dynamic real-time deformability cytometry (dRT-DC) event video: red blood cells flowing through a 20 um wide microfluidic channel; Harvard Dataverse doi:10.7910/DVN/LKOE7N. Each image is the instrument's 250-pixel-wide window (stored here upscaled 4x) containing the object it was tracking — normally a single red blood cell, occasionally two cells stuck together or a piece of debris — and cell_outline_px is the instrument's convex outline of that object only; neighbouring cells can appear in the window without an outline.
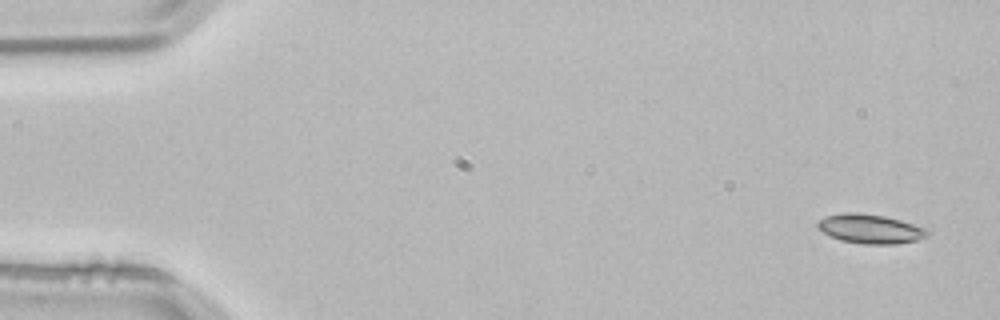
{"species": "common noctule bat (a hibernating species)", "species_latin": "Nyctalus noctula", "temperature_condition": "room temperature", "stored_images_in_passage": 4, "segment_of_instrument_passage": [1, 2], "camera_frame_rate_fps": 3000, "um_per_image_px": 0.085, "animal": {"sex": "male", "body_mass_g": 21.5, "forearm_length_mm": 52.0}, "frame": {"image": 1, "passage_image": 1, "time_ms": 0.0, "image_size_px": [1000, 320], "cell_outline_px": [[932, 232], [928, 236], [916, 240], [896, 244], [864, 244], [840, 240], [816, 228], [816, 220], [824, 216], [848, 212], [856, 212], [884, 216], [900, 220], [928, 228]], "centroid_in_image_um": [73.98, 19.45], "position_along_channel_um": 11.0, "area_um2": 18.9}}